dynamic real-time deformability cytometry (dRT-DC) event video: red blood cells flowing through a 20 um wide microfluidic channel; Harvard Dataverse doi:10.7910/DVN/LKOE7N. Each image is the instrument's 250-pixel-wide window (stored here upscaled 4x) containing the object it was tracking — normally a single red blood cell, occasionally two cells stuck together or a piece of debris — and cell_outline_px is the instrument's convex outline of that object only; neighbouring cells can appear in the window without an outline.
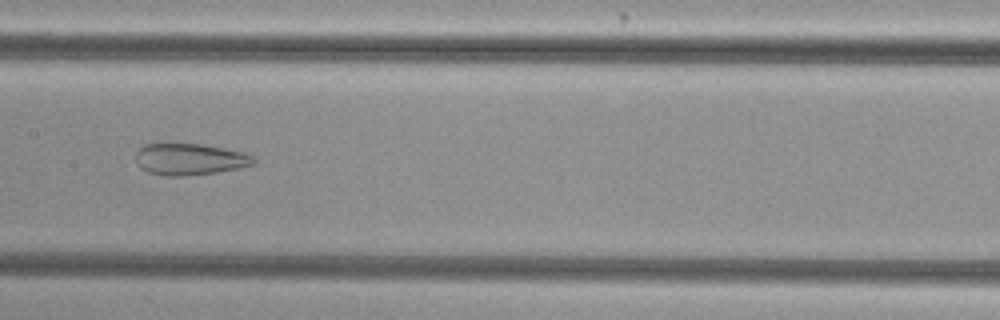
{"species": "common noctule bat (a hibernating species)", "species_latin": "Nyctalus noctula", "temperature_condition": "cold", "stored_images_in_passage": 52, "camera_frame_rate_fps": 3000, "um_per_image_px": 0.085, "animal": {"sex": "female", "body_mass_g": 29.2, "forearm_length_mm": 56.3}, "frame": {"image": 1, "passage_image": 26, "time_ms": 8.333, "image_size_px": [1000, 320], "cell_outline_px": [[256, 160], [252, 164], [240, 168], [216, 172], [180, 176], [164, 176], [148, 172], [140, 168], [136, 164], [136, 152], [144, 144], [204, 144], [244, 152], [252, 156]], "centroid_in_image_um": [16.1, 13.53], "position_along_channel_um": 191.3, "area_um2": 21.68}}
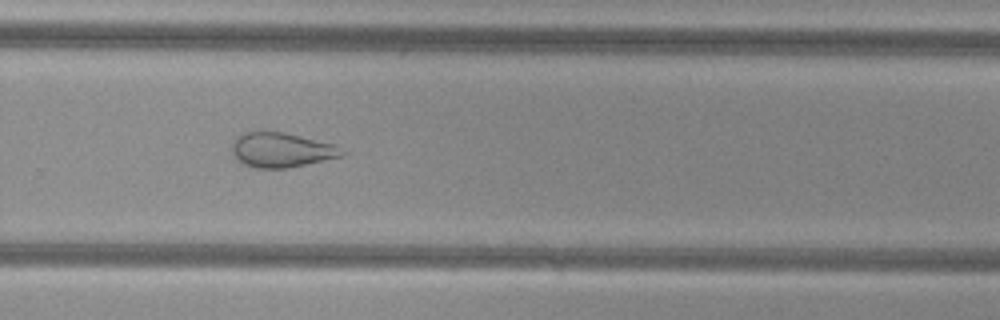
{"frame": {"image": 2, "passage_image": 35, "time_ms": 11.333, "image_size_px": [1000, 320], "cell_outline_px": [[348, 152], [344, 156], [288, 168], [256, 168], [244, 164], [232, 152], [232, 144], [236, 136], [240, 132], [284, 132], [336, 144]], "centroid_in_image_um": [23.98, 12.74], "position_along_channel_um": 305.8, "area_um2": 22.37}}
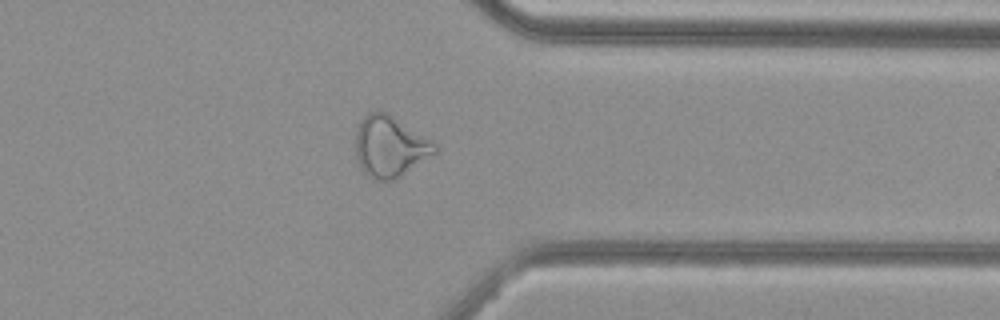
{"frame": {"image": 3, "passage_image": 41, "time_ms": 13.333, "image_size_px": [1000, 320], "cell_outline_px": [[440, 152], [400, 176], [392, 180], [376, 180], [368, 176], [360, 168], [356, 156], [356, 132], [360, 120], [368, 112], [388, 112], [432, 140], [440, 148]], "centroid_in_image_um": [33.18, 12.45], "position_along_channel_um": 378.2, "area_um2": 28.5}}